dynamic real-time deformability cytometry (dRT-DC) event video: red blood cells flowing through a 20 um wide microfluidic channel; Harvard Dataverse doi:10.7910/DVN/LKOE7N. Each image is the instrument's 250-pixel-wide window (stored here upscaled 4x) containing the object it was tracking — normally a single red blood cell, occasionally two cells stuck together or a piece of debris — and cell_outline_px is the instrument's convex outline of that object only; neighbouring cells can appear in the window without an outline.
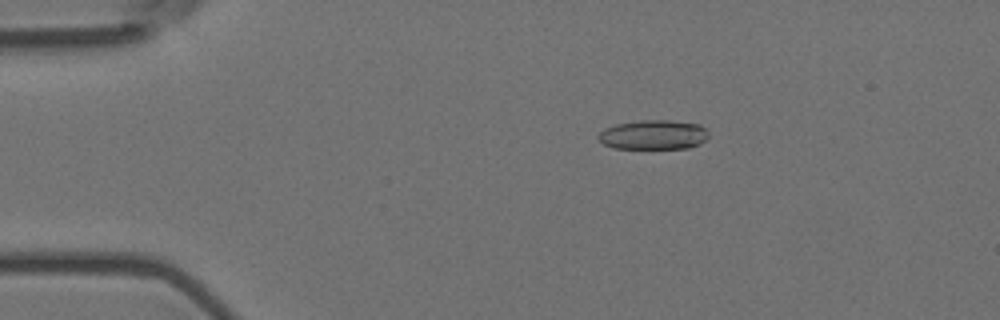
{"species": "Egyptian fruit bat (a non-hibernating species)", "species_latin": "Rousettus aegyptiacus", "temperature_condition": "room temperature", "stored_images_in_passage": 55, "camera_frame_rate_fps": 3000, "um_per_image_px": 0.085, "animal": {"sex": "female"}, "frame": {"image": 1, "passage_image": 11, "time_ms": 3.333, "image_size_px": [1000, 320], "cell_outline_px": [[708, 136], [700, 144], [688, 148], [616, 148], [604, 144], [596, 136], [604, 128], [616, 124], [640, 120], [672, 120], [700, 124], [708, 132]], "centroid_in_image_um": [55.55, 11.44], "position_along_channel_um": 29.5, "area_um2": 18.96}}
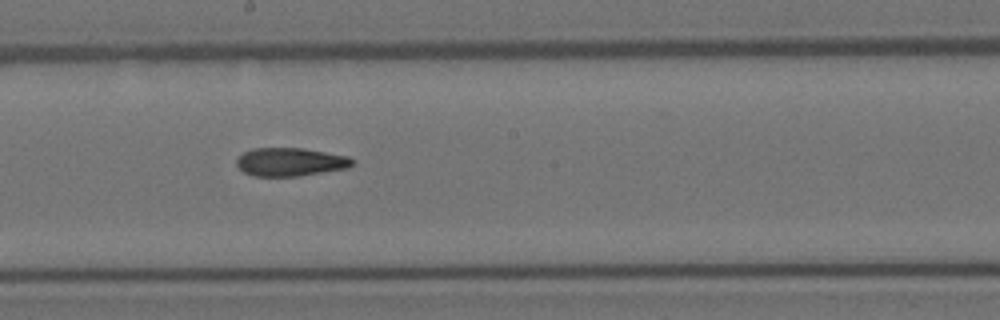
{"frame": {"image": 2, "passage_image": 31, "time_ms": 10.0, "image_size_px": [1000, 320], "cell_outline_px": [[352, 164], [348, 168], [300, 176], [252, 176], [244, 172], [236, 164], [236, 160], [244, 152], [252, 148], [300, 148], [348, 156], [352, 160]], "centroid_in_image_um": [24.65, 13.77], "position_along_channel_um": 223.6, "area_um2": 18.96}}
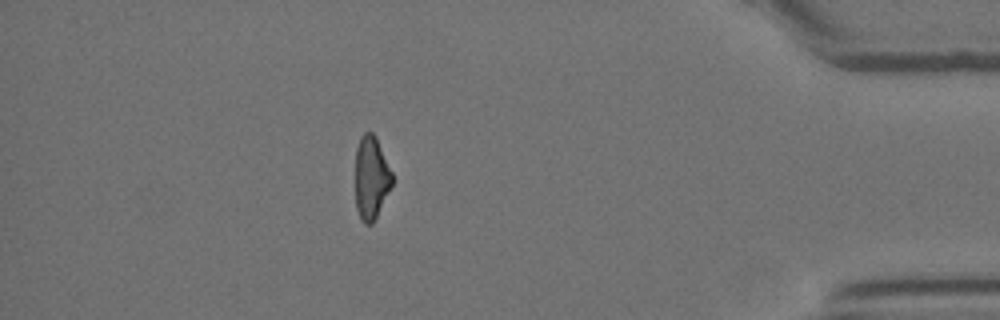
{"frame": {"image": 3, "passage_image": 49, "time_ms": 16.0, "image_size_px": [1000, 320], "cell_outline_px": [[392, 184], [372, 224], [364, 224], [356, 208], [356, 148], [360, 136], [364, 132], [372, 132], [376, 136], [392, 172]], "centroid_in_image_um": [31.54, 15.06], "position_along_channel_um": 403.7, "area_um2": 17.63}, "authors_computed_cell_mechanics": {"area_um2": 19.4786, "velocity_mm_per_s": 3.7462, "shape_relaxation_time_tau1_ms": 11.1965, "shape_relaxation_time_tau2_ms": 5.9546, "deformation_change_tau1": 0.2561, "deformation_change_tau2": 0.1686}}